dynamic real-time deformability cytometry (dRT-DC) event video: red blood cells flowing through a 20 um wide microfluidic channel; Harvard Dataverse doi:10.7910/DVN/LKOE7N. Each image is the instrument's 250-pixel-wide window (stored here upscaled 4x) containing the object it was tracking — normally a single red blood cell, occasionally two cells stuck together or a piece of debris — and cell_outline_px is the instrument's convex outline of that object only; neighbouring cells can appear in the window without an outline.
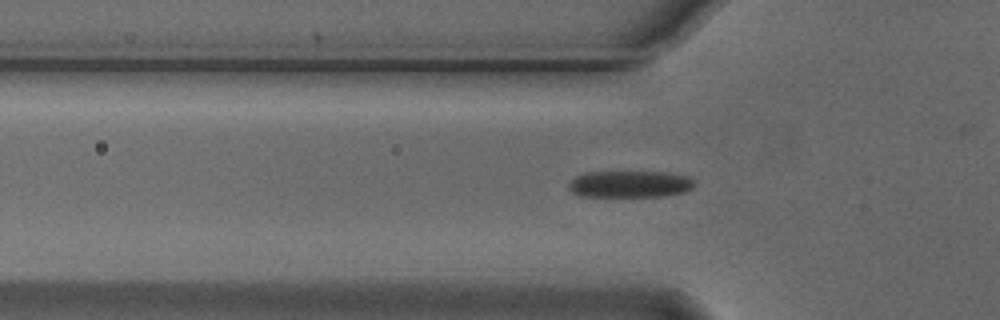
{"species": "Egyptian fruit bat (a non-hibernating species)", "species_latin": "Rousettus aegyptiacus", "temperature_condition": "cold", "stored_images_in_passage": 44, "camera_frame_rate_fps": 3000, "um_per_image_px": 0.085, "animal": {"sex": "male"}, "frame": {"image": 1, "passage_image": 17, "time_ms": 5.333, "image_size_px": [1000, 320], "cell_outline_px": [[696, 184], [692, 188], [684, 192], [664, 196], [580, 196], [572, 192], [568, 188], [568, 184], [576, 176], [584, 172], [664, 172], [688, 176]], "centroid_in_image_um": [53.53, 15.64], "position_along_channel_um": 72.3, "area_um2": 19.59}}
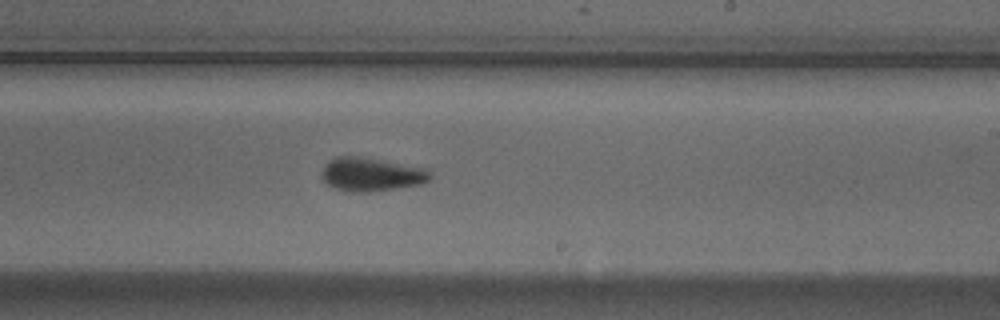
{"frame": {"image": 2, "passage_image": 32, "time_ms": 10.333, "image_size_px": [1000, 320], "cell_outline_px": [[432, 176], [424, 184], [372, 192], [352, 192], [336, 188], [328, 184], [320, 176], [320, 172], [324, 164], [328, 160], [336, 156], [356, 156], [424, 168], [432, 172]], "centroid_in_image_um": [31.53, 14.83], "position_along_channel_um": 257.5, "area_um2": 21.27}}
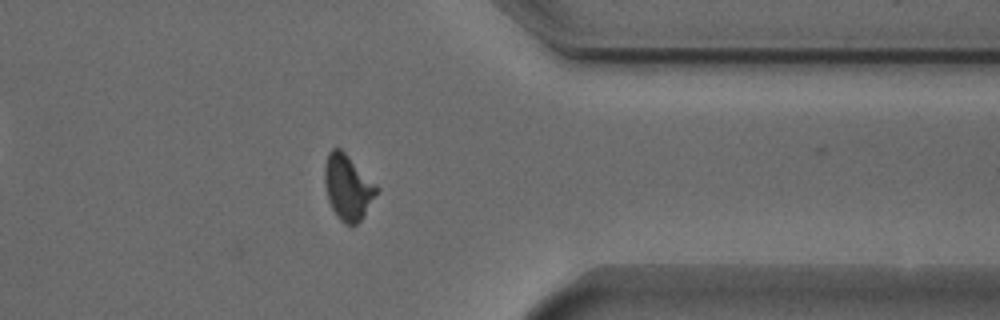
{"frame": {"image": 3, "passage_image": 43, "time_ms": 14.0, "image_size_px": [1000, 320], "cell_outline_px": [[380, 188], [364, 216], [356, 224], [344, 224], [336, 216], [328, 200], [324, 184], [324, 164], [328, 152], [332, 148], [340, 148]], "centroid_in_image_um": [29.55, 15.92], "position_along_channel_um": 381.9, "area_um2": 19.77}}